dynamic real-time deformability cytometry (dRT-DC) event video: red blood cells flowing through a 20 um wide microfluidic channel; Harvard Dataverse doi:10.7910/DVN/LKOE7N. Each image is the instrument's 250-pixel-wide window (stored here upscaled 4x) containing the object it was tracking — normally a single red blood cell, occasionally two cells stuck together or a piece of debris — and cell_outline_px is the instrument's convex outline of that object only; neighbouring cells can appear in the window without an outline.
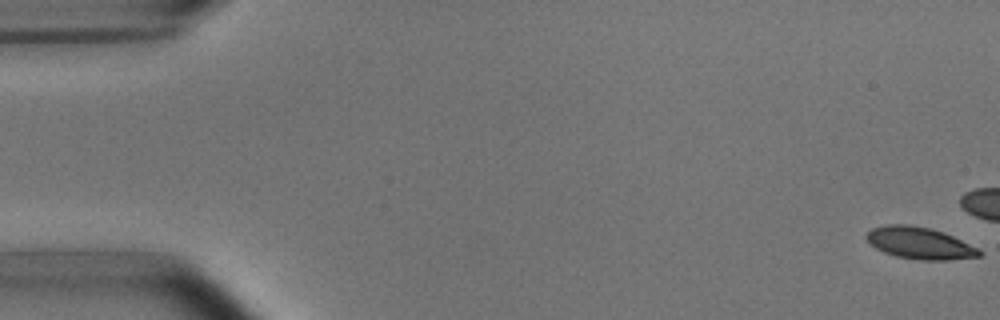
{"species": "common noctule bat (a hibernating species)", "species_latin": "Nyctalus noctula", "temperature_condition": "room temperature", "stored_images_in_passage": 16, "camera_frame_rate_fps": 3000, "um_per_image_px": 0.085, "animal": {"sex": "male", "body_mass_g": 15.6}, "frame": {"image": 1, "passage_image": 1, "time_ms": 0.0, "image_size_px": [1000, 320], "cell_outline_px": [[984, 252], [980, 256], [948, 260], [920, 260], [896, 256], [884, 252], [876, 248], [864, 236], [872, 228], [888, 224], [908, 224], [928, 228], [944, 232], [980, 248]], "centroid_in_image_um": [78.21, 20.66], "position_along_channel_um": 6.8, "area_um2": 20.98}}